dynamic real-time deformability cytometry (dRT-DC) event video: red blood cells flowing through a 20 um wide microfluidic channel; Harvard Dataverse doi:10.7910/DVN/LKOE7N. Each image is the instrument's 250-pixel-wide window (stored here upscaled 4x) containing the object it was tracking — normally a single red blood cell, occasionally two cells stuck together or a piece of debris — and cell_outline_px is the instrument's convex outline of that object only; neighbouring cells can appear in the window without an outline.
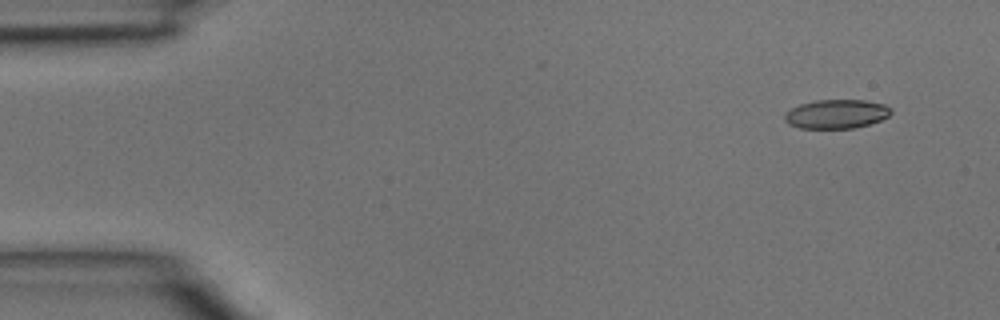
{"species": "common noctule bat (a hibernating species)", "species_latin": "Nyctalus noctula", "temperature_condition": "room temperature", "stored_images_in_passage": 4, "camera_frame_rate_fps": 3000, "um_per_image_px": 0.085, "animal": {"sex": "male", "body_mass_g": 15.6}, "frame": {"image": 1, "passage_image": 1, "time_ms": 0.0, "image_size_px": [1000, 320], "cell_outline_px": [[892, 112], [888, 116], [880, 120], [868, 124], [852, 128], [800, 128], [788, 124], [784, 120], [784, 112], [800, 104], [816, 100], [864, 100], [884, 104], [892, 108]], "centroid_in_image_um": [71.07, 9.68], "position_along_channel_um": 13.9, "area_um2": 17.98}}
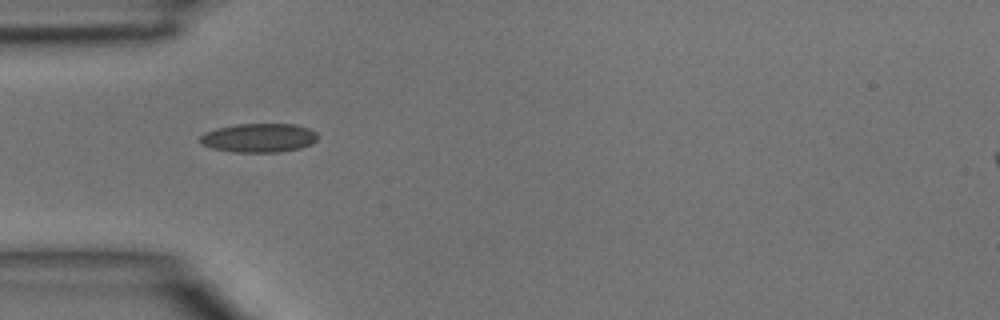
{"frame": {"image": 2, "passage_image": 4, "time_ms": 1.0, "image_size_px": [1000, 320], "cell_outline_px": [[320, 136], [312, 144], [300, 148], [280, 152], [236, 152], [212, 148], [200, 144], [200, 136], [204, 132], [216, 128], [236, 124], [296, 124], [308, 128], [316, 132]], "centroid_in_image_um": [22.02, 11.71], "position_along_channel_um": 63.0, "area_um2": 20.0}}